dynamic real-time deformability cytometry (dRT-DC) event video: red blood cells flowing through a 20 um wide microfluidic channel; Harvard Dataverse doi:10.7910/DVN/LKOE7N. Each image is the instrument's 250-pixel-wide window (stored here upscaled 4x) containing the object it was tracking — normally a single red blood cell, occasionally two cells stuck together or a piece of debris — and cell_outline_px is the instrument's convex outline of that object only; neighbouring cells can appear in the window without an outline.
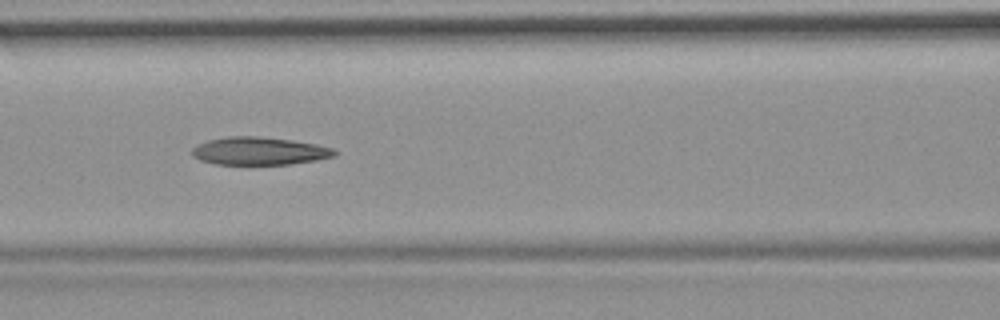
{"species": "common noctule bat (a hibernating species)", "species_latin": "Nyctalus noctula", "temperature_condition": "room temperature", "stored_images_in_passage": 45, "camera_frame_rate_fps": 3000, "um_per_image_px": 0.085, "animal": {"sex": "female", "body_mass_g": 19.9}, "frame": {"image": 1, "passage_image": 14, "time_ms": 4.333, "image_size_px": [1000, 320], "cell_outline_px": [[340, 152], [336, 156], [316, 160], [292, 164], [216, 164], [200, 160], [192, 156], [192, 148], [208, 140], [228, 136], [260, 136], [292, 140], [316, 144], [332, 148]], "centroid_in_image_um": [22.08, 12.83], "position_along_channel_um": 144.5, "area_um2": 23.18}, "authors_computed_cell_mechanics": {"area_um2": 23.5246, "velocity_mm_per_s": 3.7069, "shape_relaxation_time_tau1_ms": null, "shape_relaxation_time_tau2_ms": 7.0011, "deformation_change_tau1": null, "deformation_change_tau2": 0.1598}}